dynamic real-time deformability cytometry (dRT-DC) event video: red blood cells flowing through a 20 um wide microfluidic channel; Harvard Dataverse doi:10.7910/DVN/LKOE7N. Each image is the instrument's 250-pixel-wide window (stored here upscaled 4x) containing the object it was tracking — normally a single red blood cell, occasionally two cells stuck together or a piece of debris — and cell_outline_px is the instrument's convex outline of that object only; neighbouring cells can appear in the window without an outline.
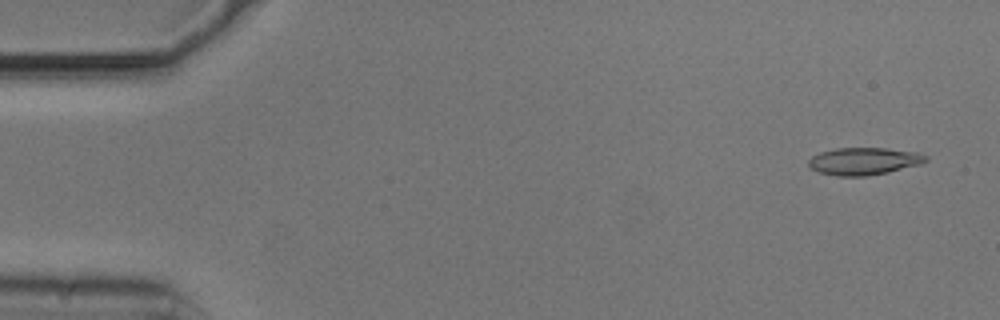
{"species": "common noctule bat (a hibernating species)", "species_latin": "Nyctalus noctula", "temperature_condition": "cold", "stored_images_in_passage": 51, "camera_frame_rate_fps": 3000, "um_per_image_px": 0.085, "animal": {"sex": "male", "body_mass_g": 20.5, "forearm_length_mm": 52.5}, "frame": {"image": 1, "passage_image": 3, "time_ms": 0.667, "image_size_px": [1000, 320], "cell_outline_px": [[928, 160], [920, 164], [888, 172], [864, 176], [836, 176], [820, 172], [808, 168], [808, 160], [812, 156], [820, 152], [836, 148], [884, 148], [916, 152], [928, 156]], "centroid_in_image_um": [73.4, 13.7], "position_along_channel_um": 11.6, "area_um2": 18.67}}
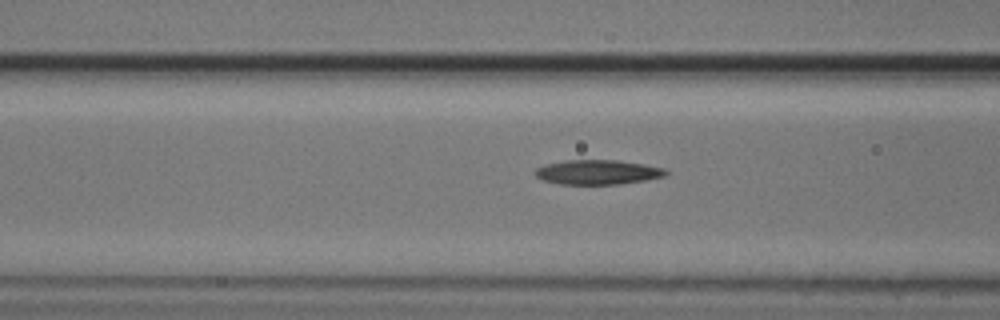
{"frame": {"image": 2, "passage_image": 21, "time_ms": 6.667, "image_size_px": [1000, 320], "cell_outline_px": [[668, 172], [664, 176], [644, 180], [620, 184], [560, 184], [544, 180], [536, 176], [536, 168], [544, 164], [564, 160], [616, 160], [644, 164], [664, 168]], "centroid_in_image_um": [50.79, 14.63], "position_along_channel_um": 115.8, "area_um2": 18.61}}
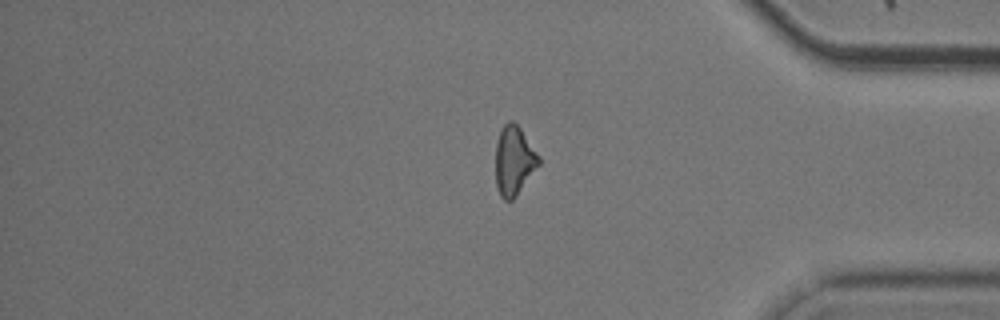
{"frame": {"image": 3, "passage_image": 45, "time_ms": 14.667, "image_size_px": [1000, 320], "cell_outline_px": [[540, 164], [516, 196], [512, 200], [504, 200], [500, 196], [496, 184], [496, 144], [500, 128], [508, 120], [512, 120], [520, 128], [540, 156]], "centroid_in_image_um": [43.69, 13.64], "position_along_channel_um": 391.5, "area_um2": 17.46}}